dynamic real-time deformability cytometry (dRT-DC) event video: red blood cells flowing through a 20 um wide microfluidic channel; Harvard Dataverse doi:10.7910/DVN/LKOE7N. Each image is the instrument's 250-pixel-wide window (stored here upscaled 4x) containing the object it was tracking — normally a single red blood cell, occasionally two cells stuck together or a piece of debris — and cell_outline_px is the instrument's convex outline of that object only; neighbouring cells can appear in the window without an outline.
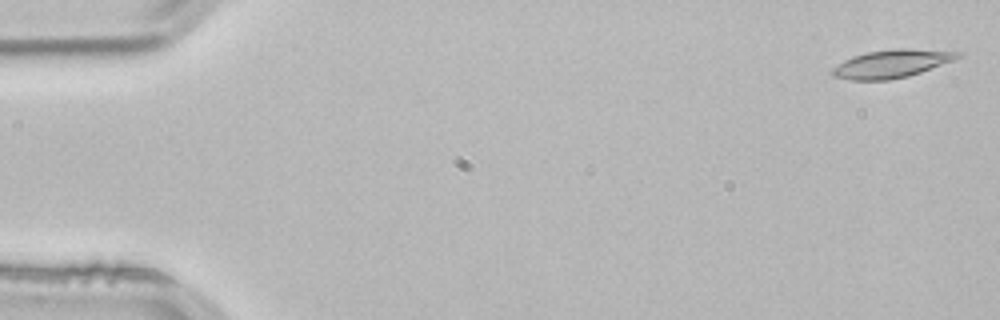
{"species": "common noctule bat (a hibernating species)", "species_latin": "Nyctalus noctula", "temperature_condition": "room temperature", "stored_images_in_passage": 52, "camera_frame_rate_fps": 3000, "um_per_image_px": 0.085, "animal": {"sex": "male", "body_mass_g": 21.5, "forearm_length_mm": 52.0}, "frame": {"image": 1, "passage_image": 1, "time_ms": 0.0, "image_size_px": [1000, 320], "cell_outline_px": [[964, 56], [920, 72], [908, 76], [888, 80], [852, 80], [832, 76], [832, 68], [844, 60], [852, 56], [868, 52], [892, 48], [908, 48], [964, 52]], "centroid_in_image_um": [75.81, 5.4], "position_along_channel_um": 9.2, "area_um2": 20.52}}
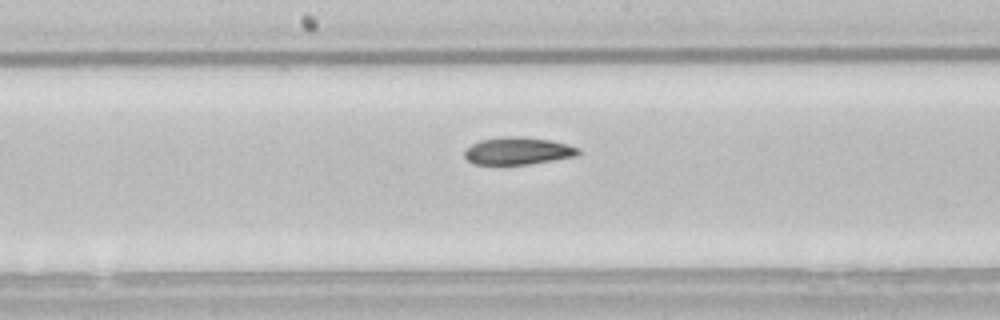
{"frame": {"image": 2, "passage_image": 27, "time_ms": 8.667, "image_size_px": [1000, 320], "cell_outline_px": [[580, 152], [576, 156], [528, 164], [472, 164], [464, 156], [464, 148], [480, 140], [500, 136], [524, 136], [548, 140], [568, 144], [580, 148]], "centroid_in_image_um": [43.99, 12.81], "position_along_channel_um": 204.2, "area_um2": 18.26}}
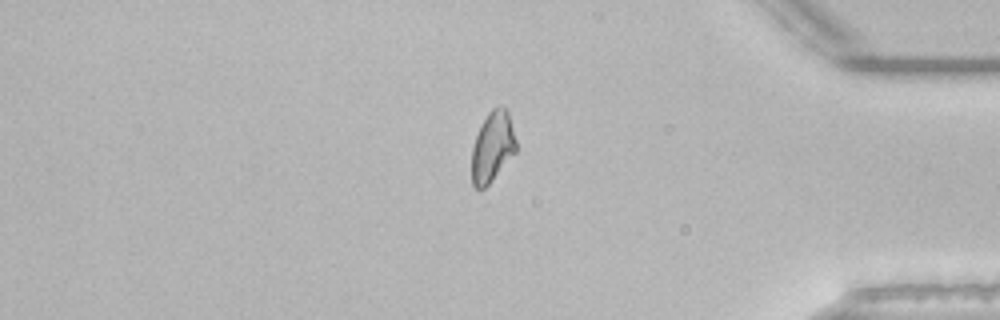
{"frame": {"image": 3, "passage_image": 44, "time_ms": 14.333, "image_size_px": [1000, 320], "cell_outline_px": [[516, 152], [492, 180], [484, 188], [476, 188], [472, 184], [472, 148], [480, 124], [488, 112], [492, 108], [500, 104], [508, 112], [516, 140]], "centroid_in_image_um": [41.86, 12.45], "position_along_channel_um": 393.3, "area_um2": 18.15}, "authors_computed_cell_mechanics": {"area_um2": 18.9006, "velocity_mm_per_s": 3.8318, "shape_relaxation_time_tau1_ms": 8.3052, "shape_relaxation_time_tau2_ms": 5.183, "deformation_change_tau1": 0.2034, "deformation_change_tau2": 0.1179}}